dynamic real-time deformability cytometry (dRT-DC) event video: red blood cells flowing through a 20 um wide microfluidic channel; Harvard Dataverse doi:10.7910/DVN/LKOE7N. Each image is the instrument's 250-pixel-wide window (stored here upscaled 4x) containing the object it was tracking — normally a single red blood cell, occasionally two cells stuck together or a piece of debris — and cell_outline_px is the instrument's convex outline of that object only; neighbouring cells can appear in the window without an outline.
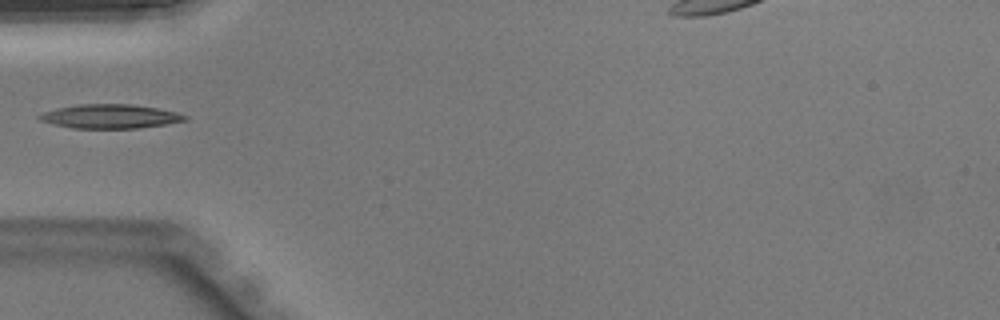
{"species": "Egyptian fruit bat (a non-hibernating species)", "species_latin": "Rousettus aegyptiacus", "temperature_condition": "warm", "stored_images_in_passage": 29, "camera_frame_rate_fps": 3000, "um_per_image_px": 0.085, "animal": {"sex": "male"}, "frame": {"image": 1, "passage_image": 1, "time_ms": 0.0, "image_size_px": [1000, 320], "cell_outline_px": [[188, 120], [164, 124], [136, 128], [72, 128], [52, 124], [40, 120], [36, 116], [44, 112], [56, 108], [80, 104], [132, 104], [156, 108], [176, 112], [188, 116]], "centroid_in_image_um": [9.34, 9.89], "position_along_channel_um": 75.7, "area_um2": 20.29}}
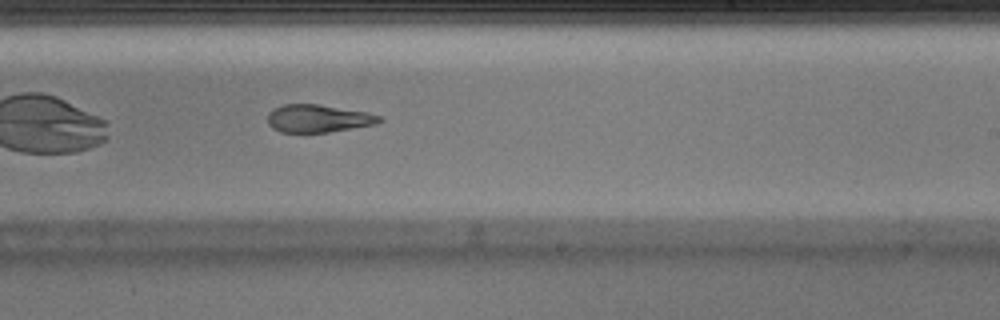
{"frame": {"image": 2, "passage_image": 13, "time_ms": 4.0, "image_size_px": [1000, 320], "cell_outline_px": [[384, 120], [376, 124], [328, 132], [280, 132], [272, 128], [268, 124], [268, 112], [272, 108], [284, 104], [316, 104], [368, 112], [384, 116]], "centroid_in_image_um": [27.06, 10.06], "position_along_channel_um": 261.9, "area_um2": 18.21}}